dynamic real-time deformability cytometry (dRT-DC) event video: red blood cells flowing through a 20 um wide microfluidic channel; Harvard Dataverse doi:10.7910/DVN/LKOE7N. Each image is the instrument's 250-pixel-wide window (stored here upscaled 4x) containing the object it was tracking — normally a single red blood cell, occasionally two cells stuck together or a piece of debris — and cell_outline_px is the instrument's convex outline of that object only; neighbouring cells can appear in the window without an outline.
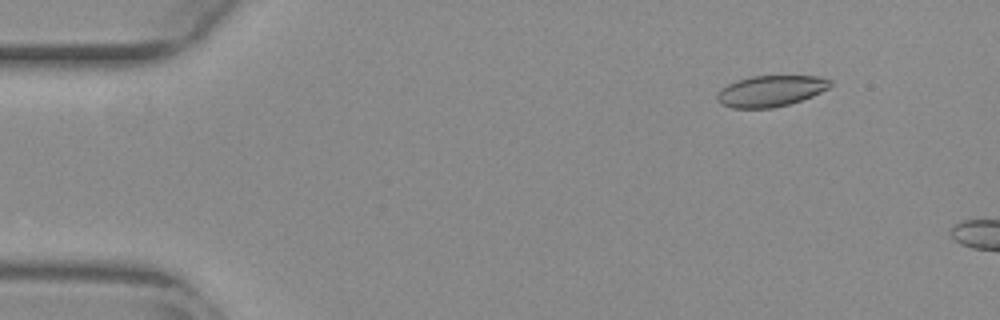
{"species": "common noctule bat (a hibernating species)", "species_latin": "Nyctalus noctula", "temperature_condition": "warm", "stored_images_in_passage": 11, "camera_frame_rate_fps": 3000, "um_per_image_px": 0.085, "animal": {"sex": "female", "body_mass_g": 29.2, "forearm_length_mm": 56.3}, "frame": {"image": 1, "passage_image": 7, "time_ms": 2.0, "image_size_px": [1000, 320], "cell_outline_px": [[832, 84], [828, 88], [812, 96], [788, 104], [772, 108], [732, 108], [720, 104], [716, 100], [716, 96], [720, 88], [736, 80], [752, 76], [820, 76], [832, 80]], "centroid_in_image_um": [65.47, 7.73], "position_along_channel_um": 19.5, "area_um2": 20.58}}